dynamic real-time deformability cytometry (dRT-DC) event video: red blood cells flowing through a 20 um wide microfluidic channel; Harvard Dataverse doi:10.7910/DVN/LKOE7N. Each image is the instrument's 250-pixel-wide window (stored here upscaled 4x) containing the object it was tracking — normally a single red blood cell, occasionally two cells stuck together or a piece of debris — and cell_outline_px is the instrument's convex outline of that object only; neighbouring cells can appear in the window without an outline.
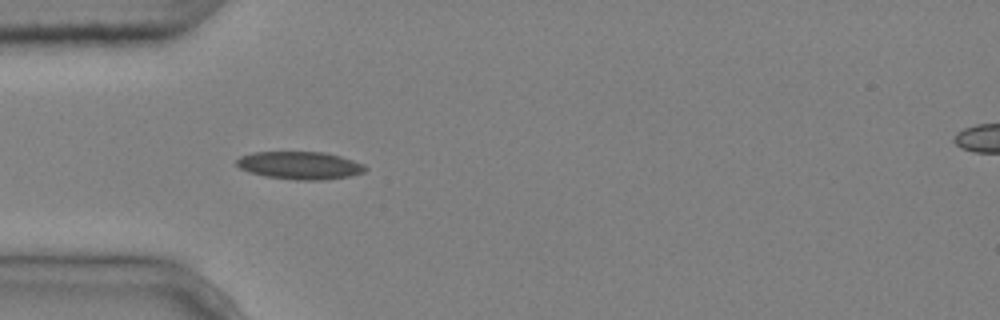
{"species": "common noctule bat (a hibernating species)", "species_latin": "Nyctalus noctula", "temperature_condition": "cold", "stored_images_in_passage": 1, "camera_frame_rate_fps": 3000, "um_per_image_px": 0.085, "animal": {"sex": "male", "body_mass_g": 20.4}, "frame": {"image": 1, "passage_image": 1, "time_ms": 0.0, "image_size_px": [1000, 320], "cell_outline_px": [[368, 168], [364, 172], [348, 176], [324, 180], [296, 180], [264, 176], [248, 172], [240, 168], [236, 164], [236, 160], [240, 156], [252, 152], [324, 152], [340, 156], [364, 164]], "centroid_in_image_um": [25.47, 14.06], "position_along_channel_um": 59.5, "area_um2": 20.87}}